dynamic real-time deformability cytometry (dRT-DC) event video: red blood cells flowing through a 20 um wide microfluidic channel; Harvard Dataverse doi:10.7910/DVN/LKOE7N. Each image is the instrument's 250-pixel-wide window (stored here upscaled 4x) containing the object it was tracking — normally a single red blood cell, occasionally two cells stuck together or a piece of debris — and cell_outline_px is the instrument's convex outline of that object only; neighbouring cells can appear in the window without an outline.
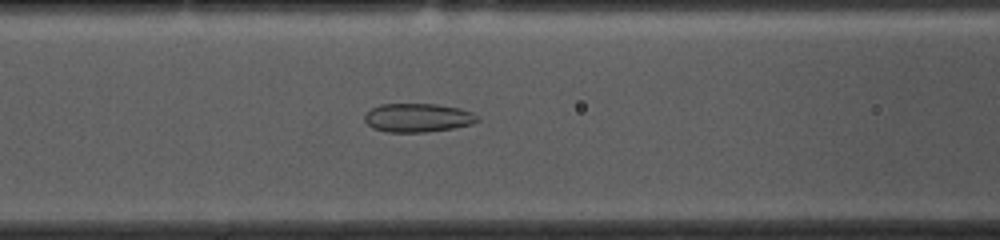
{"species": "common noctule bat (a hibernating species)", "species_latin": "Nyctalus noctula", "temperature_condition": "cold", "stored_images_in_passage": 53, "camera_frame_rate_fps": 3000, "um_per_image_px": 0.085, "animal": {"sex": "female", "body_mass_g": 10.0, "forearm_length_mm": 53.1}, "frame": {"image": 1, "passage_image": 20, "time_ms": 6.333, "image_size_px": [1000, 240], "cell_outline_px": [[480, 120], [472, 124], [452, 128], [424, 132], [388, 132], [372, 128], [364, 120], [364, 112], [380, 104], [436, 104], [460, 108], [472, 112]], "centroid_in_image_um": [35.48, 10.0], "position_along_channel_um": 131.1, "area_um2": 18.9}}
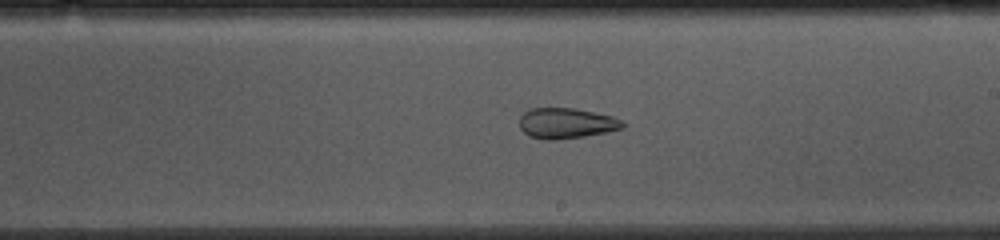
{"frame": {"image": 2, "passage_image": 29, "time_ms": 9.333, "image_size_px": [1000, 240], "cell_outline_px": [[628, 124], [624, 128], [608, 132], [584, 136], [556, 140], [544, 140], [528, 136], [520, 128], [520, 116], [528, 108], [576, 108], [612, 116]], "centroid_in_image_um": [48.14, 10.48], "position_along_channel_um": 240.9, "area_um2": 18.61}}
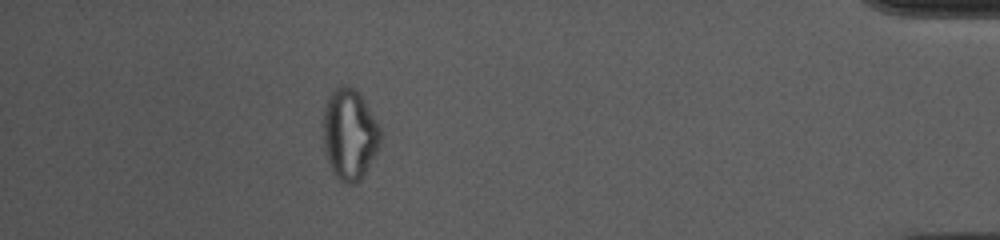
{"frame": {"image": 3, "passage_image": 47, "time_ms": 15.333, "image_size_px": [1000, 240], "cell_outline_px": [[380, 140], [376, 152], [360, 180], [356, 184], [348, 184], [340, 180], [332, 172], [324, 152], [324, 104], [328, 96], [340, 84], [344, 84], [356, 88], [360, 92], [376, 120], [380, 128]], "centroid_in_image_um": [29.7, 11.38], "position_along_channel_um": 405.5, "area_um2": 30.35}, "authors_computed_cell_mechanics": {"area_um2": 25.0852, "velocity_mm_per_s": 3.6671, "shape_relaxation_time_tau1_ms": null, "shape_relaxation_time_tau2_ms": 1.9552, "deformation_change_tau1": null, "deformation_change_tau2": 0.0884}}